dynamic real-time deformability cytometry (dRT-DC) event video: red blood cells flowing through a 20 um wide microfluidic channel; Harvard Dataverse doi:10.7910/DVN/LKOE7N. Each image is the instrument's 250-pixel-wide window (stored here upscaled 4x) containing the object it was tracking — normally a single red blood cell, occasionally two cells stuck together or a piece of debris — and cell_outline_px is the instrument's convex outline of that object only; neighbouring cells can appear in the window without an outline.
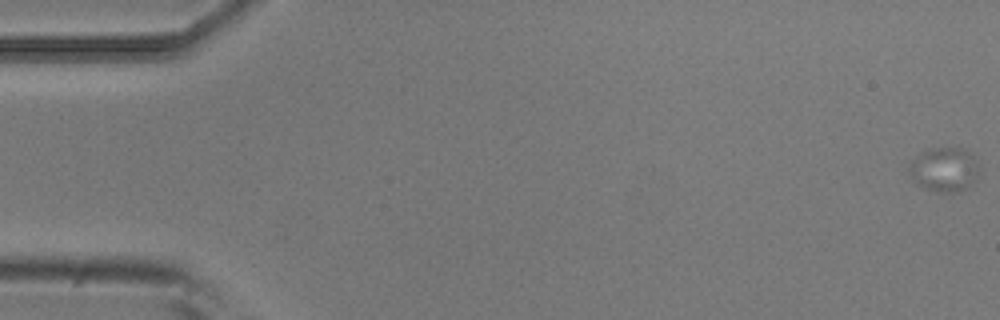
{"species": "common noctule bat (a hibernating species)", "species_latin": "Nyctalus noctula", "temperature_condition": "room temperature", "stored_images_in_passage": 5, "camera_frame_rate_fps": 3000, "um_per_image_px": 0.085, "animal": {"sex": "male", "body_mass_g": 20.5, "forearm_length_mm": 52.5}, "frame": {"image": 1, "passage_image": 1, "time_ms": 0.0, "image_size_px": [1000, 320], "cell_outline_px": [[980, 172], [976, 180], [968, 188], [956, 192], [936, 192], [924, 188], [916, 184], [912, 180], [908, 172], [908, 164], [920, 152], [928, 148], [960, 148], [968, 152], [976, 160]], "centroid_in_image_um": [80.24, 14.42], "position_along_channel_um": 4.8, "area_um2": 18.44}}
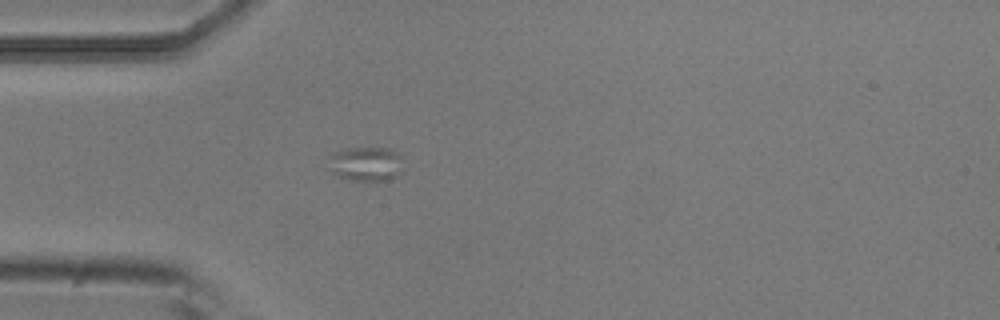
{"frame": {"image": 2, "passage_image": 5, "time_ms": 1.333, "image_size_px": [1000, 320], "cell_outline_px": [[400, 172], [396, 176], [388, 180], [348, 180], [332, 172], [332, 152], [344, 148], [392, 148], [400, 152]], "centroid_in_image_um": [31.15, 13.91], "position_along_channel_um": 53.9, "area_um2": 14.68}}